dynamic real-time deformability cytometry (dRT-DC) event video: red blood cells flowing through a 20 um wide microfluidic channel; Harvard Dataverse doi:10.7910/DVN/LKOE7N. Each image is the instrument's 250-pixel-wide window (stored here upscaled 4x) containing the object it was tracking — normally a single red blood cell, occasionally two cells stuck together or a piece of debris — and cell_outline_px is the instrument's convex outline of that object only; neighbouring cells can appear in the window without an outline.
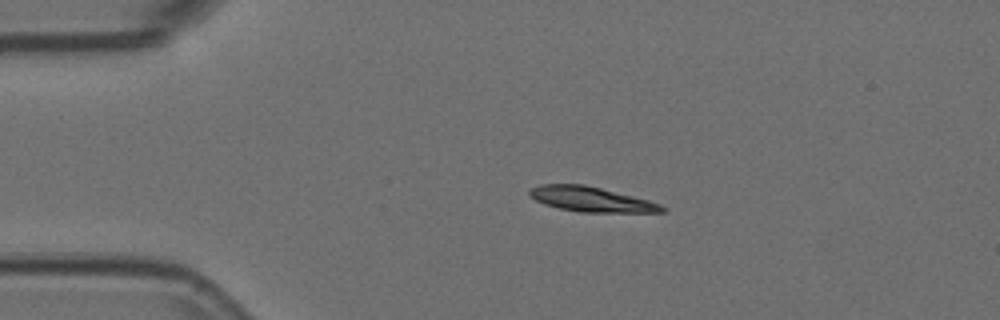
{"species": "Egyptian fruit bat (a non-hibernating species)", "species_latin": "Rousettus aegyptiacus", "temperature_condition": "room temperature", "stored_images_in_passage": 10, "camera_frame_rate_fps": 3000, "um_per_image_px": 0.085, "animal": {"sex": "female"}, "frame": {"image": 1, "passage_image": 1, "time_ms": 0.0, "image_size_px": [1000, 320], "cell_outline_px": [[668, 208], [664, 212], [580, 212], [560, 208], [544, 204], [528, 196], [528, 192], [532, 188], [540, 184], [584, 184], [648, 200], [660, 204]], "centroid_in_image_um": [50.23, 16.94], "position_along_channel_um": 34.8, "area_um2": 19.07}}
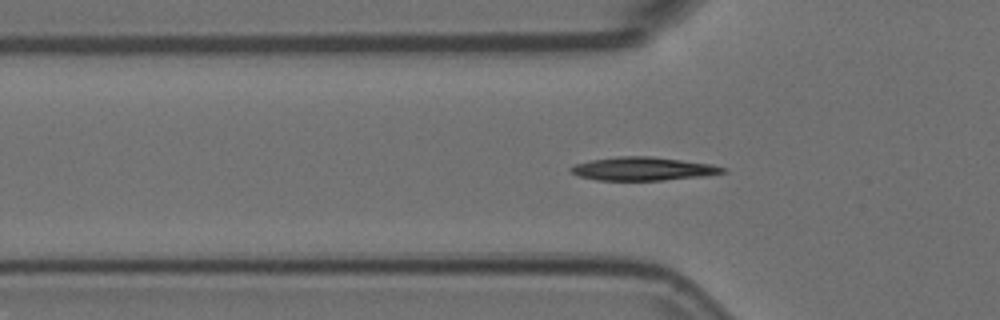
{"frame": {"image": 2, "passage_image": 7, "time_ms": 2.0, "image_size_px": [1000, 320], "cell_outline_px": [[728, 172], [704, 176], [664, 180], [596, 180], [580, 176], [572, 172], [568, 168], [576, 164], [592, 160], [616, 156], [652, 156], [712, 164], [728, 168]], "centroid_in_image_um": [54.72, 14.34], "position_along_channel_um": 71.1, "area_um2": 20.75}}